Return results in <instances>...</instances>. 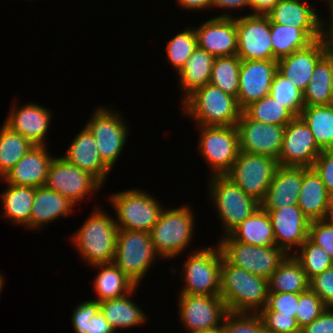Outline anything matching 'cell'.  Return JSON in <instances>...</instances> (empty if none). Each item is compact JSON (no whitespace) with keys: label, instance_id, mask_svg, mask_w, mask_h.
<instances>
[{"label":"cell","instance_id":"7","mask_svg":"<svg viewBox=\"0 0 333 333\" xmlns=\"http://www.w3.org/2000/svg\"><path fill=\"white\" fill-rule=\"evenodd\" d=\"M157 256L150 232L118 230L113 263L137 286Z\"/></svg>","mask_w":333,"mask_h":333},{"label":"cell","instance_id":"39","mask_svg":"<svg viewBox=\"0 0 333 333\" xmlns=\"http://www.w3.org/2000/svg\"><path fill=\"white\" fill-rule=\"evenodd\" d=\"M71 316L75 333H115L95 299L81 302Z\"/></svg>","mask_w":333,"mask_h":333},{"label":"cell","instance_id":"8","mask_svg":"<svg viewBox=\"0 0 333 333\" xmlns=\"http://www.w3.org/2000/svg\"><path fill=\"white\" fill-rule=\"evenodd\" d=\"M183 266L179 294L220 296L222 252L217 244L190 253Z\"/></svg>","mask_w":333,"mask_h":333},{"label":"cell","instance_id":"3","mask_svg":"<svg viewBox=\"0 0 333 333\" xmlns=\"http://www.w3.org/2000/svg\"><path fill=\"white\" fill-rule=\"evenodd\" d=\"M181 103L182 111L197 125L236 126L242 113L236 97L210 83L194 90Z\"/></svg>","mask_w":333,"mask_h":333},{"label":"cell","instance_id":"44","mask_svg":"<svg viewBox=\"0 0 333 333\" xmlns=\"http://www.w3.org/2000/svg\"><path fill=\"white\" fill-rule=\"evenodd\" d=\"M197 47V38L193 27H187L171 38L166 46L167 59L178 73Z\"/></svg>","mask_w":333,"mask_h":333},{"label":"cell","instance_id":"43","mask_svg":"<svg viewBox=\"0 0 333 333\" xmlns=\"http://www.w3.org/2000/svg\"><path fill=\"white\" fill-rule=\"evenodd\" d=\"M300 252L293 253L294 258L301 264L308 280L321 274L333 266V259L321 247L307 239L299 248Z\"/></svg>","mask_w":333,"mask_h":333},{"label":"cell","instance_id":"46","mask_svg":"<svg viewBox=\"0 0 333 333\" xmlns=\"http://www.w3.org/2000/svg\"><path fill=\"white\" fill-rule=\"evenodd\" d=\"M326 309L323 301L313 291L299 293V301L296 312V320L301 328L310 324Z\"/></svg>","mask_w":333,"mask_h":333},{"label":"cell","instance_id":"42","mask_svg":"<svg viewBox=\"0 0 333 333\" xmlns=\"http://www.w3.org/2000/svg\"><path fill=\"white\" fill-rule=\"evenodd\" d=\"M270 95L295 117H299L305 107L303 92L278 71L274 75Z\"/></svg>","mask_w":333,"mask_h":333},{"label":"cell","instance_id":"12","mask_svg":"<svg viewBox=\"0 0 333 333\" xmlns=\"http://www.w3.org/2000/svg\"><path fill=\"white\" fill-rule=\"evenodd\" d=\"M86 127L96 140L102 161L111 169L115 166L128 138V126L120 116L106 107H97Z\"/></svg>","mask_w":333,"mask_h":333},{"label":"cell","instance_id":"5","mask_svg":"<svg viewBox=\"0 0 333 333\" xmlns=\"http://www.w3.org/2000/svg\"><path fill=\"white\" fill-rule=\"evenodd\" d=\"M209 192L224 233L229 235L241 222L252 215L261 203L246 194L225 175L210 176Z\"/></svg>","mask_w":333,"mask_h":333},{"label":"cell","instance_id":"34","mask_svg":"<svg viewBox=\"0 0 333 333\" xmlns=\"http://www.w3.org/2000/svg\"><path fill=\"white\" fill-rule=\"evenodd\" d=\"M332 75L333 52L328 51L315 65L308 87L303 92L305 106L332 104Z\"/></svg>","mask_w":333,"mask_h":333},{"label":"cell","instance_id":"52","mask_svg":"<svg viewBox=\"0 0 333 333\" xmlns=\"http://www.w3.org/2000/svg\"><path fill=\"white\" fill-rule=\"evenodd\" d=\"M300 333H333V308L326 307L318 318L301 328Z\"/></svg>","mask_w":333,"mask_h":333},{"label":"cell","instance_id":"38","mask_svg":"<svg viewBox=\"0 0 333 333\" xmlns=\"http://www.w3.org/2000/svg\"><path fill=\"white\" fill-rule=\"evenodd\" d=\"M34 146L5 123L0 128V179Z\"/></svg>","mask_w":333,"mask_h":333},{"label":"cell","instance_id":"21","mask_svg":"<svg viewBox=\"0 0 333 333\" xmlns=\"http://www.w3.org/2000/svg\"><path fill=\"white\" fill-rule=\"evenodd\" d=\"M329 51L325 39L314 40L307 47L277 60V71L304 92L315 65Z\"/></svg>","mask_w":333,"mask_h":333},{"label":"cell","instance_id":"50","mask_svg":"<svg viewBox=\"0 0 333 333\" xmlns=\"http://www.w3.org/2000/svg\"><path fill=\"white\" fill-rule=\"evenodd\" d=\"M309 289L320 297L326 307L333 308V266L311 278Z\"/></svg>","mask_w":333,"mask_h":333},{"label":"cell","instance_id":"58","mask_svg":"<svg viewBox=\"0 0 333 333\" xmlns=\"http://www.w3.org/2000/svg\"><path fill=\"white\" fill-rule=\"evenodd\" d=\"M207 333H225L223 328H219V329H216V330H213V331H208Z\"/></svg>","mask_w":333,"mask_h":333},{"label":"cell","instance_id":"30","mask_svg":"<svg viewBox=\"0 0 333 333\" xmlns=\"http://www.w3.org/2000/svg\"><path fill=\"white\" fill-rule=\"evenodd\" d=\"M214 59L215 57L206 50L198 46L194 49L183 68L178 72L179 85L184 93L182 101L194 90L210 82Z\"/></svg>","mask_w":333,"mask_h":333},{"label":"cell","instance_id":"20","mask_svg":"<svg viewBox=\"0 0 333 333\" xmlns=\"http://www.w3.org/2000/svg\"><path fill=\"white\" fill-rule=\"evenodd\" d=\"M276 72L277 60L241 61L237 101L242 110L270 94Z\"/></svg>","mask_w":333,"mask_h":333},{"label":"cell","instance_id":"36","mask_svg":"<svg viewBox=\"0 0 333 333\" xmlns=\"http://www.w3.org/2000/svg\"><path fill=\"white\" fill-rule=\"evenodd\" d=\"M300 117L310 128L316 144L322 149H333V104L305 106Z\"/></svg>","mask_w":333,"mask_h":333},{"label":"cell","instance_id":"10","mask_svg":"<svg viewBox=\"0 0 333 333\" xmlns=\"http://www.w3.org/2000/svg\"><path fill=\"white\" fill-rule=\"evenodd\" d=\"M278 166V160L272 157L239 151L225 176L261 203Z\"/></svg>","mask_w":333,"mask_h":333},{"label":"cell","instance_id":"2","mask_svg":"<svg viewBox=\"0 0 333 333\" xmlns=\"http://www.w3.org/2000/svg\"><path fill=\"white\" fill-rule=\"evenodd\" d=\"M72 235V244L89 265L112 263L115 256L118 226L107 212L94 210Z\"/></svg>","mask_w":333,"mask_h":333},{"label":"cell","instance_id":"37","mask_svg":"<svg viewBox=\"0 0 333 333\" xmlns=\"http://www.w3.org/2000/svg\"><path fill=\"white\" fill-rule=\"evenodd\" d=\"M273 47V60L291 55L293 52L307 47L313 40L301 29L281 25L270 21Z\"/></svg>","mask_w":333,"mask_h":333},{"label":"cell","instance_id":"31","mask_svg":"<svg viewBox=\"0 0 333 333\" xmlns=\"http://www.w3.org/2000/svg\"><path fill=\"white\" fill-rule=\"evenodd\" d=\"M137 287L129 294L118 299H109L99 303V310L116 332L117 328H131L143 325L147 316L140 306L129 299Z\"/></svg>","mask_w":333,"mask_h":333},{"label":"cell","instance_id":"13","mask_svg":"<svg viewBox=\"0 0 333 333\" xmlns=\"http://www.w3.org/2000/svg\"><path fill=\"white\" fill-rule=\"evenodd\" d=\"M179 316L187 332L202 333L222 327L228 313L221 296L179 294Z\"/></svg>","mask_w":333,"mask_h":333},{"label":"cell","instance_id":"35","mask_svg":"<svg viewBox=\"0 0 333 333\" xmlns=\"http://www.w3.org/2000/svg\"><path fill=\"white\" fill-rule=\"evenodd\" d=\"M269 292L303 293L309 289V280L301 264L288 255L268 279Z\"/></svg>","mask_w":333,"mask_h":333},{"label":"cell","instance_id":"57","mask_svg":"<svg viewBox=\"0 0 333 333\" xmlns=\"http://www.w3.org/2000/svg\"><path fill=\"white\" fill-rule=\"evenodd\" d=\"M4 277L2 276V274L0 273V295H1V292H2V289H3V284H4Z\"/></svg>","mask_w":333,"mask_h":333},{"label":"cell","instance_id":"40","mask_svg":"<svg viewBox=\"0 0 333 333\" xmlns=\"http://www.w3.org/2000/svg\"><path fill=\"white\" fill-rule=\"evenodd\" d=\"M240 65L241 60L237 55L215 57L209 83L237 98Z\"/></svg>","mask_w":333,"mask_h":333},{"label":"cell","instance_id":"60","mask_svg":"<svg viewBox=\"0 0 333 333\" xmlns=\"http://www.w3.org/2000/svg\"><path fill=\"white\" fill-rule=\"evenodd\" d=\"M331 93H332V104H333V75H332V81H331Z\"/></svg>","mask_w":333,"mask_h":333},{"label":"cell","instance_id":"59","mask_svg":"<svg viewBox=\"0 0 333 333\" xmlns=\"http://www.w3.org/2000/svg\"><path fill=\"white\" fill-rule=\"evenodd\" d=\"M330 218L333 219V195H332V199H331V211H330Z\"/></svg>","mask_w":333,"mask_h":333},{"label":"cell","instance_id":"24","mask_svg":"<svg viewBox=\"0 0 333 333\" xmlns=\"http://www.w3.org/2000/svg\"><path fill=\"white\" fill-rule=\"evenodd\" d=\"M46 146H32L1 180L15 186H44L49 166L54 159Z\"/></svg>","mask_w":333,"mask_h":333},{"label":"cell","instance_id":"28","mask_svg":"<svg viewBox=\"0 0 333 333\" xmlns=\"http://www.w3.org/2000/svg\"><path fill=\"white\" fill-rule=\"evenodd\" d=\"M75 206L69 199L45 185L35 188L30 216V229H41L60 217L69 216Z\"/></svg>","mask_w":333,"mask_h":333},{"label":"cell","instance_id":"45","mask_svg":"<svg viewBox=\"0 0 333 333\" xmlns=\"http://www.w3.org/2000/svg\"><path fill=\"white\" fill-rule=\"evenodd\" d=\"M222 328L225 333H268L258 313L228 312Z\"/></svg>","mask_w":333,"mask_h":333},{"label":"cell","instance_id":"14","mask_svg":"<svg viewBox=\"0 0 333 333\" xmlns=\"http://www.w3.org/2000/svg\"><path fill=\"white\" fill-rule=\"evenodd\" d=\"M45 186L76 204L88 194L100 191L103 185L90 173L69 163L63 157H55L48 169Z\"/></svg>","mask_w":333,"mask_h":333},{"label":"cell","instance_id":"1","mask_svg":"<svg viewBox=\"0 0 333 333\" xmlns=\"http://www.w3.org/2000/svg\"><path fill=\"white\" fill-rule=\"evenodd\" d=\"M268 294V279L230 264L222 255L220 296L228 312L259 313Z\"/></svg>","mask_w":333,"mask_h":333},{"label":"cell","instance_id":"61","mask_svg":"<svg viewBox=\"0 0 333 333\" xmlns=\"http://www.w3.org/2000/svg\"><path fill=\"white\" fill-rule=\"evenodd\" d=\"M327 1V5H329V8L333 5V0H326Z\"/></svg>","mask_w":333,"mask_h":333},{"label":"cell","instance_id":"29","mask_svg":"<svg viewBox=\"0 0 333 333\" xmlns=\"http://www.w3.org/2000/svg\"><path fill=\"white\" fill-rule=\"evenodd\" d=\"M235 241L260 246H276L273 227L268 212L261 206L230 234Z\"/></svg>","mask_w":333,"mask_h":333},{"label":"cell","instance_id":"53","mask_svg":"<svg viewBox=\"0 0 333 333\" xmlns=\"http://www.w3.org/2000/svg\"><path fill=\"white\" fill-rule=\"evenodd\" d=\"M213 8H222L223 10L229 11V9H241L250 7V0H211V9ZM228 9V10H227Z\"/></svg>","mask_w":333,"mask_h":333},{"label":"cell","instance_id":"23","mask_svg":"<svg viewBox=\"0 0 333 333\" xmlns=\"http://www.w3.org/2000/svg\"><path fill=\"white\" fill-rule=\"evenodd\" d=\"M51 110L36 104L26 103L18 108L13 105L4 123L13 131L25 137L34 146H45V136L48 134L51 121Z\"/></svg>","mask_w":333,"mask_h":333},{"label":"cell","instance_id":"48","mask_svg":"<svg viewBox=\"0 0 333 333\" xmlns=\"http://www.w3.org/2000/svg\"><path fill=\"white\" fill-rule=\"evenodd\" d=\"M258 315L268 333H300L301 331L296 318L291 315H279L276 311H260Z\"/></svg>","mask_w":333,"mask_h":333},{"label":"cell","instance_id":"51","mask_svg":"<svg viewBox=\"0 0 333 333\" xmlns=\"http://www.w3.org/2000/svg\"><path fill=\"white\" fill-rule=\"evenodd\" d=\"M321 177L327 191L333 195V149H325L312 166Z\"/></svg>","mask_w":333,"mask_h":333},{"label":"cell","instance_id":"47","mask_svg":"<svg viewBox=\"0 0 333 333\" xmlns=\"http://www.w3.org/2000/svg\"><path fill=\"white\" fill-rule=\"evenodd\" d=\"M308 239L333 259V219L310 221Z\"/></svg>","mask_w":333,"mask_h":333},{"label":"cell","instance_id":"41","mask_svg":"<svg viewBox=\"0 0 333 333\" xmlns=\"http://www.w3.org/2000/svg\"><path fill=\"white\" fill-rule=\"evenodd\" d=\"M250 119L264 123L285 126L295 116L269 94L250 103L242 110Z\"/></svg>","mask_w":333,"mask_h":333},{"label":"cell","instance_id":"9","mask_svg":"<svg viewBox=\"0 0 333 333\" xmlns=\"http://www.w3.org/2000/svg\"><path fill=\"white\" fill-rule=\"evenodd\" d=\"M223 257L232 265L269 279L288 254L277 246L260 247L235 241L230 235L218 243Z\"/></svg>","mask_w":333,"mask_h":333},{"label":"cell","instance_id":"33","mask_svg":"<svg viewBox=\"0 0 333 333\" xmlns=\"http://www.w3.org/2000/svg\"><path fill=\"white\" fill-rule=\"evenodd\" d=\"M7 185L8 187L1 194L3 217L9 219L14 225H25L27 229H30L35 187Z\"/></svg>","mask_w":333,"mask_h":333},{"label":"cell","instance_id":"17","mask_svg":"<svg viewBox=\"0 0 333 333\" xmlns=\"http://www.w3.org/2000/svg\"><path fill=\"white\" fill-rule=\"evenodd\" d=\"M322 149L299 117H294L285 125L282 150L278 158L280 166L312 167Z\"/></svg>","mask_w":333,"mask_h":333},{"label":"cell","instance_id":"25","mask_svg":"<svg viewBox=\"0 0 333 333\" xmlns=\"http://www.w3.org/2000/svg\"><path fill=\"white\" fill-rule=\"evenodd\" d=\"M303 180V167L278 166L261 207L266 211L297 205Z\"/></svg>","mask_w":333,"mask_h":333},{"label":"cell","instance_id":"54","mask_svg":"<svg viewBox=\"0 0 333 333\" xmlns=\"http://www.w3.org/2000/svg\"><path fill=\"white\" fill-rule=\"evenodd\" d=\"M280 0H250L251 14L267 15Z\"/></svg>","mask_w":333,"mask_h":333},{"label":"cell","instance_id":"18","mask_svg":"<svg viewBox=\"0 0 333 333\" xmlns=\"http://www.w3.org/2000/svg\"><path fill=\"white\" fill-rule=\"evenodd\" d=\"M233 13H223L204 22L194 31L197 46L214 57L233 56L237 54V27Z\"/></svg>","mask_w":333,"mask_h":333},{"label":"cell","instance_id":"49","mask_svg":"<svg viewBox=\"0 0 333 333\" xmlns=\"http://www.w3.org/2000/svg\"><path fill=\"white\" fill-rule=\"evenodd\" d=\"M299 293L269 292L267 304L261 311H276L279 315L296 317Z\"/></svg>","mask_w":333,"mask_h":333},{"label":"cell","instance_id":"22","mask_svg":"<svg viewBox=\"0 0 333 333\" xmlns=\"http://www.w3.org/2000/svg\"><path fill=\"white\" fill-rule=\"evenodd\" d=\"M267 16L273 23L301 28L313 41L323 37L325 19L307 0H280Z\"/></svg>","mask_w":333,"mask_h":333},{"label":"cell","instance_id":"56","mask_svg":"<svg viewBox=\"0 0 333 333\" xmlns=\"http://www.w3.org/2000/svg\"><path fill=\"white\" fill-rule=\"evenodd\" d=\"M330 12V20L329 23L324 21L323 28V38L325 39L326 45L328 46L329 51H333V5L329 8ZM327 24V25H326ZM328 26V28L326 27Z\"/></svg>","mask_w":333,"mask_h":333},{"label":"cell","instance_id":"15","mask_svg":"<svg viewBox=\"0 0 333 333\" xmlns=\"http://www.w3.org/2000/svg\"><path fill=\"white\" fill-rule=\"evenodd\" d=\"M237 56L241 61L273 60L270 19L267 15L236 17Z\"/></svg>","mask_w":333,"mask_h":333},{"label":"cell","instance_id":"27","mask_svg":"<svg viewBox=\"0 0 333 333\" xmlns=\"http://www.w3.org/2000/svg\"><path fill=\"white\" fill-rule=\"evenodd\" d=\"M332 195L313 167H303V180L297 205L310 220L330 218Z\"/></svg>","mask_w":333,"mask_h":333},{"label":"cell","instance_id":"32","mask_svg":"<svg viewBox=\"0 0 333 333\" xmlns=\"http://www.w3.org/2000/svg\"><path fill=\"white\" fill-rule=\"evenodd\" d=\"M92 267L100 269L94 280V289L98 296L96 300L99 303L109 299L124 297L138 287L113 262L97 264Z\"/></svg>","mask_w":333,"mask_h":333},{"label":"cell","instance_id":"19","mask_svg":"<svg viewBox=\"0 0 333 333\" xmlns=\"http://www.w3.org/2000/svg\"><path fill=\"white\" fill-rule=\"evenodd\" d=\"M275 237L276 246L292 255L308 239L310 220L298 205L267 211ZM292 252V253H291Z\"/></svg>","mask_w":333,"mask_h":333},{"label":"cell","instance_id":"6","mask_svg":"<svg viewBox=\"0 0 333 333\" xmlns=\"http://www.w3.org/2000/svg\"><path fill=\"white\" fill-rule=\"evenodd\" d=\"M109 200L118 230L150 232L163 210L155 197L138 188L114 193Z\"/></svg>","mask_w":333,"mask_h":333},{"label":"cell","instance_id":"26","mask_svg":"<svg viewBox=\"0 0 333 333\" xmlns=\"http://www.w3.org/2000/svg\"><path fill=\"white\" fill-rule=\"evenodd\" d=\"M63 158L90 173L102 185L110 174L111 169L102 161L96 140L86 126L72 140Z\"/></svg>","mask_w":333,"mask_h":333},{"label":"cell","instance_id":"16","mask_svg":"<svg viewBox=\"0 0 333 333\" xmlns=\"http://www.w3.org/2000/svg\"><path fill=\"white\" fill-rule=\"evenodd\" d=\"M236 127L240 151L266 155L278 160L282 150L285 126L255 121L242 111Z\"/></svg>","mask_w":333,"mask_h":333},{"label":"cell","instance_id":"11","mask_svg":"<svg viewBox=\"0 0 333 333\" xmlns=\"http://www.w3.org/2000/svg\"><path fill=\"white\" fill-rule=\"evenodd\" d=\"M200 128L198 150L212 168L211 176L225 175L239 154V134L236 126H204Z\"/></svg>","mask_w":333,"mask_h":333},{"label":"cell","instance_id":"55","mask_svg":"<svg viewBox=\"0 0 333 333\" xmlns=\"http://www.w3.org/2000/svg\"><path fill=\"white\" fill-rule=\"evenodd\" d=\"M176 2L180 5V7H183V9L204 10V8H211V0H177Z\"/></svg>","mask_w":333,"mask_h":333},{"label":"cell","instance_id":"4","mask_svg":"<svg viewBox=\"0 0 333 333\" xmlns=\"http://www.w3.org/2000/svg\"><path fill=\"white\" fill-rule=\"evenodd\" d=\"M195 215L191 206L163 208L158 222L150 231L151 241L161 258L179 256L193 238Z\"/></svg>","mask_w":333,"mask_h":333}]
</instances>
